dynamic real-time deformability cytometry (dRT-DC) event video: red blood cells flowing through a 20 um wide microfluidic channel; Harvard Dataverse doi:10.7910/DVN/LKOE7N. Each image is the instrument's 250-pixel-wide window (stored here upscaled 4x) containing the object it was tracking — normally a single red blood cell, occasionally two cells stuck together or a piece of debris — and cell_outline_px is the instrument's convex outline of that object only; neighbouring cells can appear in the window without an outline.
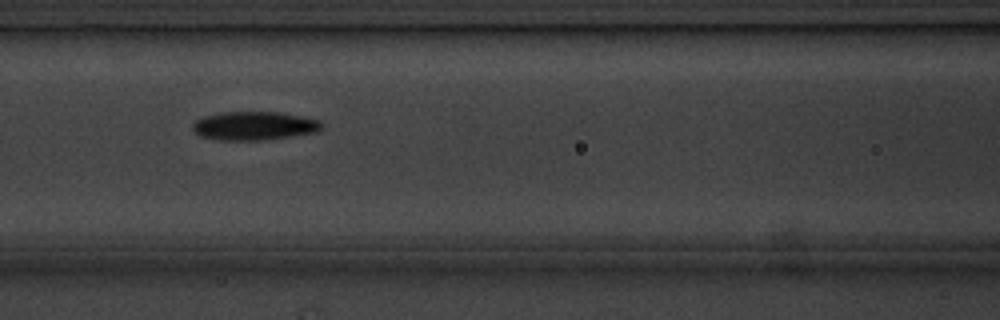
{"species": "common noctule bat (a hibernating species)", "species_latin": "Nyctalus noctula", "temperature_condition": "cold", "stored_images_in_passage": 12, "camera_frame_rate_fps": 3000, "um_per_image_px": 0.085, "animal": {"sex": "male", "body_mass_g": 20.1, "forearm_length_mm": 53.5}, "frame": {"image": 1, "passage_image": 4, "time_ms": 3.333, "image_size_px": [1000, 320], "cell_outline_px": [[324, 128], [316, 132], [292, 136], [260, 140], [220, 140], [200, 136], [192, 128], [192, 124], [196, 120], [204, 116], [220, 112], [280, 112], [320, 120], [324, 124]], "centroid_in_image_um": [21.63, 10.69], "position_along_channel_um": 145.0, "area_um2": 21.56}}
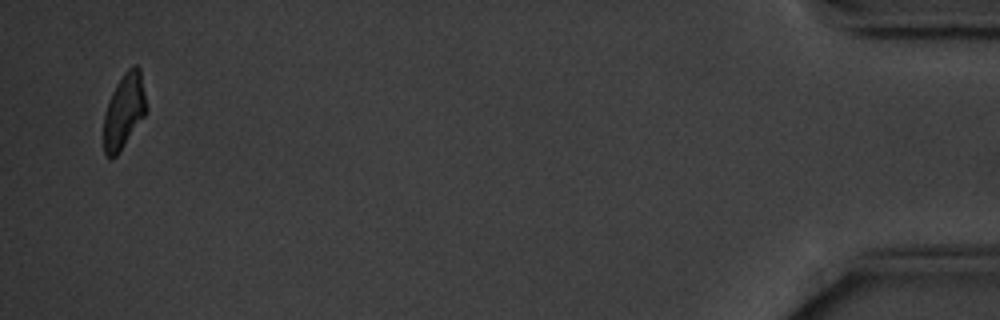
{"frame": {"image": 2, "passage_image": 12, "time_ms": 13.667, "image_size_px": [1000, 320], "cell_outline_px": [[148, 108], [144, 116], [116, 156], [112, 160], [108, 160], [104, 152], [104, 112], [112, 92], [116, 84], [124, 72], [132, 64], [136, 64], [140, 68]], "centroid_in_image_um": [10.54, 9.42], "position_along_channel_um": 424.7, "area_um2": 18.73}, "authors_computed_cell_mechanics": {"area_um2": 20.9525, "velocity_mm_per_s": 3.547, "shape_relaxation_time_tau1_ms": 2.3359, "shape_relaxation_time_tau2_ms": null, "deformation_change_tau1": 0.1211, "deformation_change_tau2": null}}